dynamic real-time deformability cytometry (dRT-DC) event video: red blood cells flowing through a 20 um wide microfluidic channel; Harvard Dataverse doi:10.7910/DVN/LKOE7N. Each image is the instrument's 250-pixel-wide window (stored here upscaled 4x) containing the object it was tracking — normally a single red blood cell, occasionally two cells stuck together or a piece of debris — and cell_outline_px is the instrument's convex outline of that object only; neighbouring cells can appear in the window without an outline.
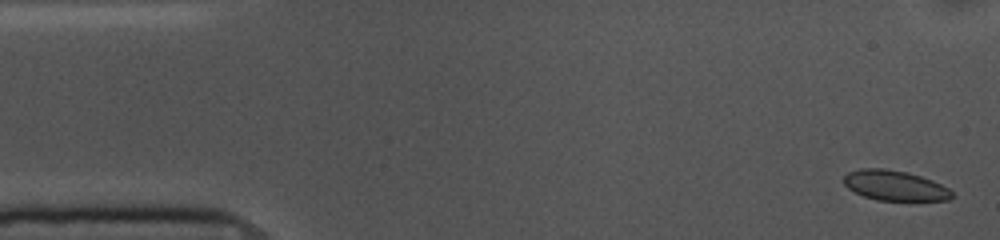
{"species": "common noctule bat (a hibernating species)", "species_latin": "Nyctalus noctula", "temperature_condition": "cold", "stored_images_in_passage": 54, "camera_frame_rate_fps": 3000, "um_per_image_px": 0.085, "animal": {"sex": "female", "body_mass_g": 10.0, "forearm_length_mm": 53.1}, "frame": {"image": 1, "passage_image": 2, "time_ms": 0.333, "image_size_px": [1000, 240], "cell_outline_px": [[952, 196], [948, 200], [876, 200], [864, 196], [848, 188], [844, 184], [844, 176], [848, 172], [860, 168], [884, 168], [908, 172], [932, 180], [948, 188], [952, 192]], "centroid_in_image_um": [76.03, 15.76], "position_along_channel_um": 9.0, "area_um2": 18.84}}
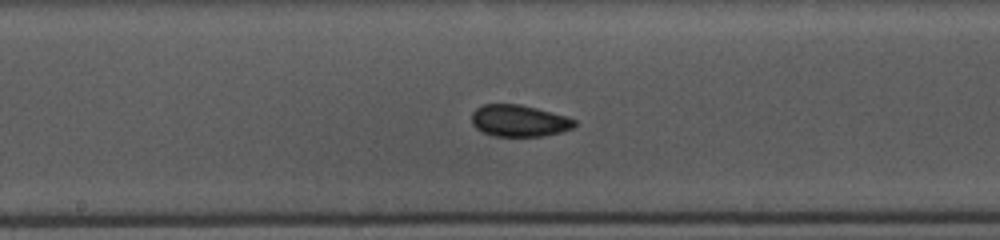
{"frame": {"image": 2, "passage_image": 27, "time_ms": 8.667, "image_size_px": [1000, 240], "cell_outline_px": [[576, 124], [572, 128], [560, 132], [544, 136], [496, 136], [484, 132], [476, 128], [472, 124], [472, 112], [476, 108], [484, 104], [520, 104], [536, 108], [564, 116], [576, 120]], "centroid_in_image_um": [44.1, 10.26], "position_along_channel_um": 204.1, "area_um2": 18.84}}
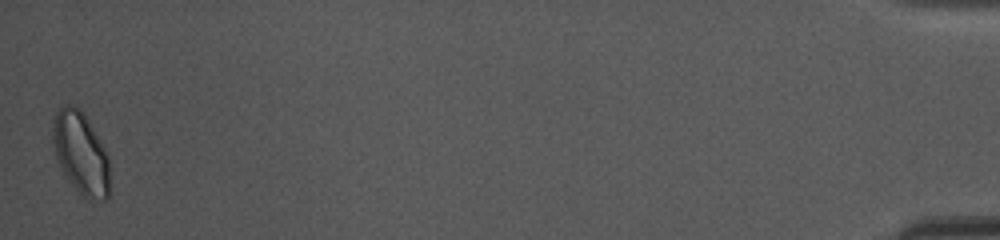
{"frame": {"image": 3, "passage_image": 54, "time_ms": 17.667, "image_size_px": [1000, 240], "cell_outline_px": [[108, 196], [104, 200], [88, 200], [72, 184], [64, 172], [56, 156], [52, 140], [52, 120], [56, 112], [64, 104], [72, 104], [80, 108], [88, 120], [100, 140], [108, 156]], "centroid_in_image_um": [6.85, 12.97], "position_along_channel_um": 428.4, "area_um2": 26.93}, "authors_computed_cell_mechanics": {"area_um2": 19.2763, "velocity_mm_per_s": 3.6049, "shape_relaxation_time_tau1_ms": 6.6308, "shape_relaxation_time_tau2_ms": 2.0183, "deformation_change_tau1": 0.0729, "deformation_change_tau2": 0.0516}}